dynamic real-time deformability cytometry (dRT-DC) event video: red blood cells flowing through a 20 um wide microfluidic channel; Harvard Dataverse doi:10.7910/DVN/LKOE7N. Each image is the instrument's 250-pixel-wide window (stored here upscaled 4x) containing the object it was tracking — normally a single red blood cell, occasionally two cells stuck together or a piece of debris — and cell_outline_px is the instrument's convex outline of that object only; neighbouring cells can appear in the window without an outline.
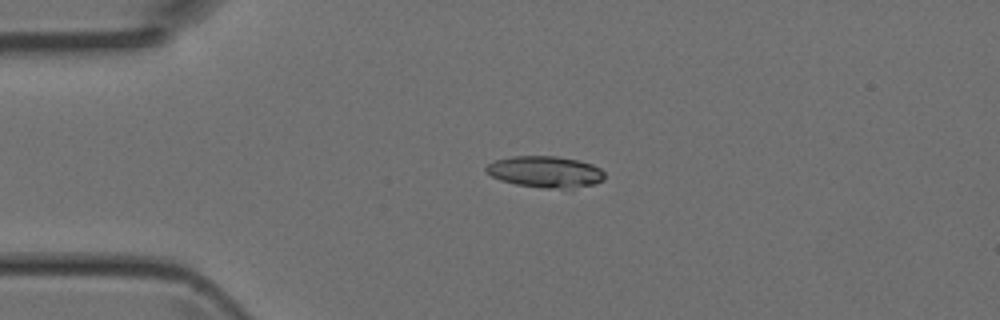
{"species": "Egyptian fruit bat (a non-hibernating species)", "species_latin": "Rousettus aegyptiacus", "temperature_condition": "room temperature", "stored_images_in_passage": 35, "camera_frame_rate_fps": 3000, "um_per_image_px": 0.085, "animal": {"sex": "female"}, "frame": {"image": 1, "passage_image": 1, "time_ms": 0.0, "image_size_px": [1000, 320], "cell_outline_px": [[604, 180], [596, 184], [572, 188], [544, 188], [516, 184], [500, 180], [484, 172], [484, 168], [488, 164], [496, 160], [512, 156], [556, 156], [580, 160], [592, 164], [600, 168], [604, 172]], "centroid_in_image_um": [46.36, 14.6], "position_along_channel_um": 38.6, "area_um2": 21.85}}
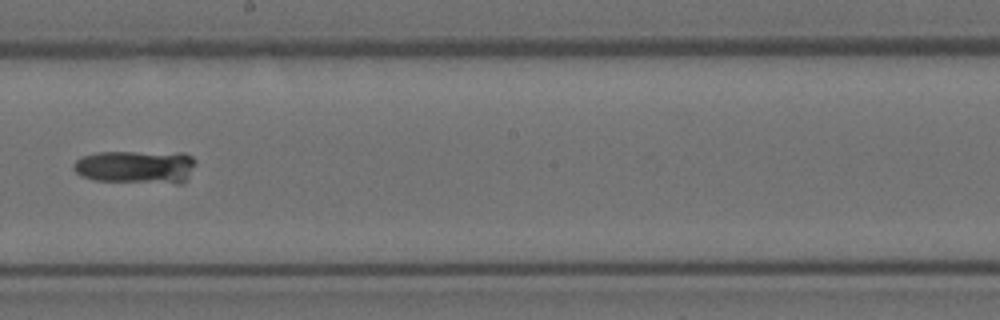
{"frame": {"image": 2, "passage_image": 16, "time_ms": 5.0, "image_size_px": [1000, 320], "cell_outline_px": [[196, 164], [184, 184], [176, 184], [92, 180], [80, 176], [72, 168], [72, 164], [76, 160], [84, 156], [96, 152], [184, 152], [192, 156], [196, 160]], "centroid_in_image_um": [11.6, 14.19], "position_along_channel_um": 236.6, "area_um2": 24.28}}
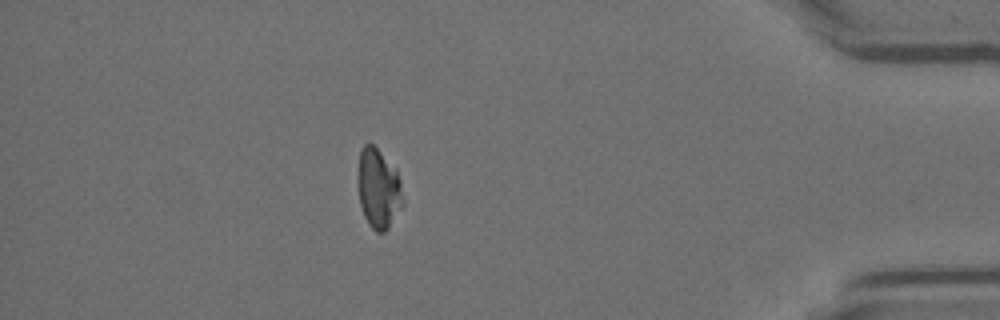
{"frame": {"image": 3, "passage_image": 30, "time_ms": 9.667, "image_size_px": [1000, 320], "cell_outline_px": [[404, 204], [388, 228], [384, 232], [376, 232], [368, 224], [364, 216], [360, 204], [360, 148], [364, 144], [372, 144], [396, 168], [400, 180], [404, 200]], "centroid_in_image_um": [32.22, 16.06], "position_along_channel_um": 403.0, "area_um2": 20.52}}